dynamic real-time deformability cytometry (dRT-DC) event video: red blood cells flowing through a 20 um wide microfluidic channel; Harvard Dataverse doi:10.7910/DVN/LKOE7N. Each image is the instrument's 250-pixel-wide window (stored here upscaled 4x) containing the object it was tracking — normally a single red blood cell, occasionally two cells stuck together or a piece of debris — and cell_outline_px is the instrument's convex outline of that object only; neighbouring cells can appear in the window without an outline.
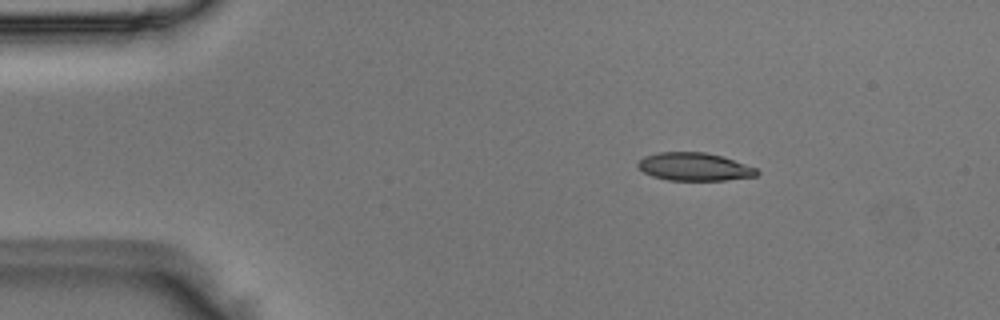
{"species": "Egyptian fruit bat (a non-hibernating species)", "species_latin": "Rousettus aegyptiacus", "temperature_condition": "room temperature", "stored_images_in_passage": 44, "camera_frame_rate_fps": 3000, "um_per_image_px": 0.085, "animal": {"sex": "male"}, "frame": {"image": 1, "passage_image": 1, "time_ms": 0.0, "image_size_px": [1000, 320], "cell_outline_px": [[760, 172], [756, 176], [724, 180], [668, 180], [652, 176], [644, 172], [636, 164], [644, 156], [656, 152], [704, 152], [724, 156], [756, 168]], "centroid_in_image_um": [59.02, 14.16], "position_along_channel_um": 26.0, "area_um2": 19.42}}
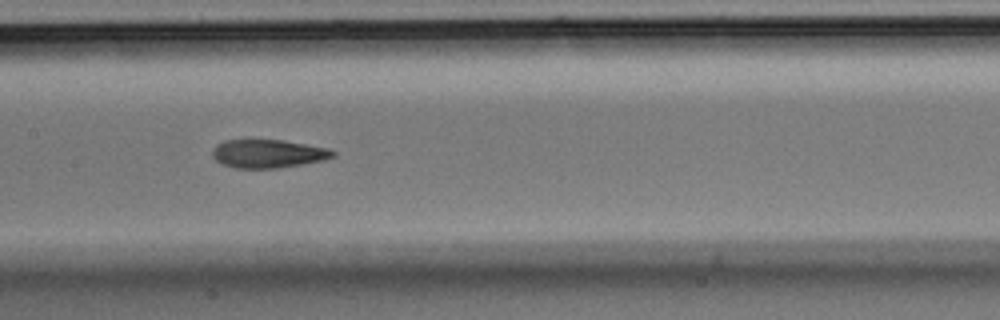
{"frame": {"image": 2, "passage_image": 18, "time_ms": 5.667, "image_size_px": [1000, 320], "cell_outline_px": [[336, 156], [324, 160], [276, 168], [236, 168], [220, 164], [212, 156], [212, 148], [216, 144], [224, 140], [284, 140], [328, 148], [336, 152]], "centroid_in_image_um": [22.76, 13.06], "position_along_channel_um": 184.6, "area_um2": 20.0}}
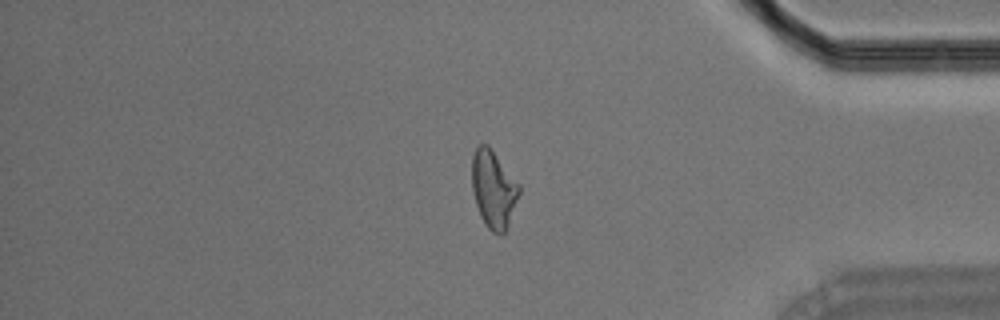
{"frame": {"image": 3, "passage_image": 36, "time_ms": 11.667, "image_size_px": [1000, 320], "cell_outline_px": [[520, 192], [508, 228], [500, 236], [492, 232], [488, 228], [480, 216], [476, 204], [472, 188], [472, 156], [476, 148], [480, 144], [488, 144], [520, 184]], "centroid_in_image_um": [41.96, 16.09], "position_along_channel_um": 393.2, "area_um2": 21.5}}